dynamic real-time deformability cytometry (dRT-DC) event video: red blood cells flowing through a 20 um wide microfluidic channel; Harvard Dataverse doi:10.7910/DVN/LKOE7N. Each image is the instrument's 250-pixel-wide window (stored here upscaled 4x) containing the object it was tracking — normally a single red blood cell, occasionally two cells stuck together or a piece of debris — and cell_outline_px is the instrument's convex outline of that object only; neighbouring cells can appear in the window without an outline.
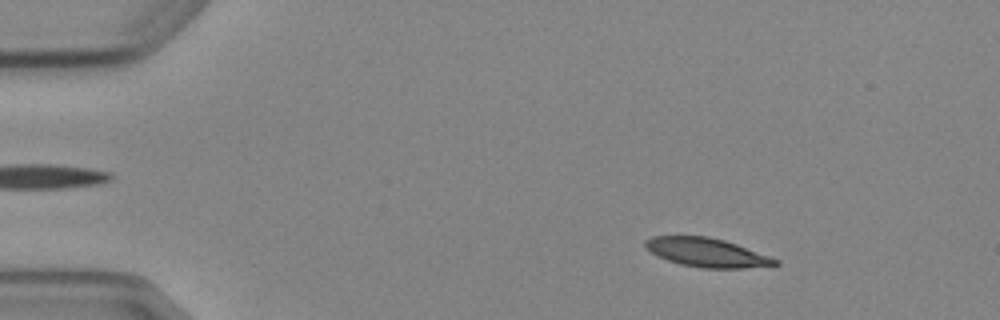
{"species": "Egyptian fruit bat (a non-hibernating species)", "species_latin": "Rousettus aegyptiacus", "temperature_condition": "cold", "stored_images_in_passage": 4, "camera_frame_rate_fps": 3000, "um_per_image_px": 0.085, "animal": {"sex": "female"}, "frame": {"image": 1, "passage_image": 2, "time_ms": 1.0, "image_size_px": [1000, 320], "cell_outline_px": [[780, 264], [744, 268], [700, 268], [680, 264], [668, 260], [652, 252], [644, 244], [644, 240], [652, 236], [708, 236], [724, 240], [736, 244], [780, 260]], "centroid_in_image_um": [60.09, 21.46], "position_along_channel_um": 24.9, "area_um2": 21.62}}
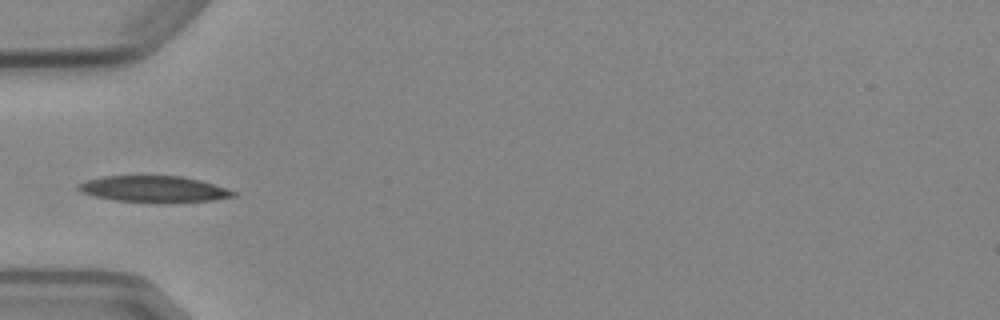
{"frame": {"image": 2, "passage_image": 4, "time_ms": 4.333, "image_size_px": [1000, 320], "cell_outline_px": [[236, 196], [212, 200], [116, 200], [96, 196], [80, 192], [76, 188], [76, 184], [88, 180], [104, 176], [184, 176], [200, 180], [228, 188], [236, 192]], "centroid_in_image_um": [13.06, 16.02], "position_along_channel_um": 71.9, "area_um2": 22.72}}